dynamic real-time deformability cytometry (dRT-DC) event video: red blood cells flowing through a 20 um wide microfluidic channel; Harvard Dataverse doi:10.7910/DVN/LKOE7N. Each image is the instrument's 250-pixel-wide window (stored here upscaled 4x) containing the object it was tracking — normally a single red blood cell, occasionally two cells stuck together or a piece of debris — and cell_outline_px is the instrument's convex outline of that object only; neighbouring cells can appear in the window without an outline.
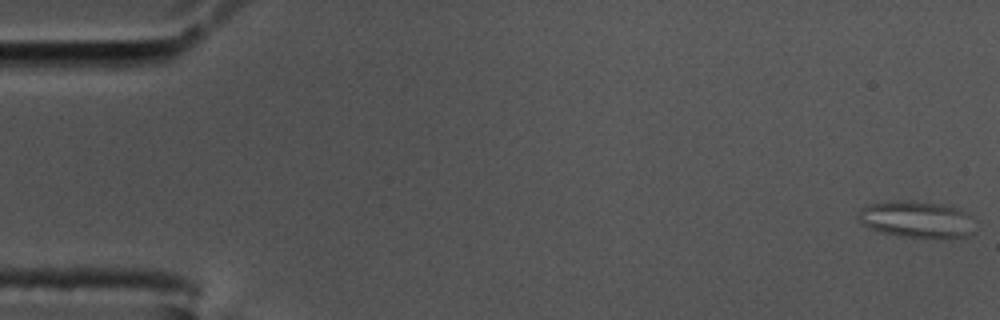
{"species": "common noctule bat (a hibernating species)", "species_latin": "Nyctalus noctula", "temperature_condition": "cold", "stored_images_in_passage": 59, "camera_frame_rate_fps": 3000, "um_per_image_px": 0.085, "animal": {"sex": "male", "body_mass_g": 17.5, "forearm_length_mm": 52.3}, "frame": {"image": 1, "passage_image": 1, "time_ms": 0.0, "image_size_px": [1000, 320], "cell_outline_px": [[976, 232], [968, 236], [900, 236], [880, 232], [864, 224], [856, 216], [860, 208], [868, 204], [892, 200], [908, 200], [940, 204], [956, 208], [972, 216]], "centroid_in_image_um": [77.9, 18.62], "position_along_channel_um": 7.1, "area_um2": 24.68}}
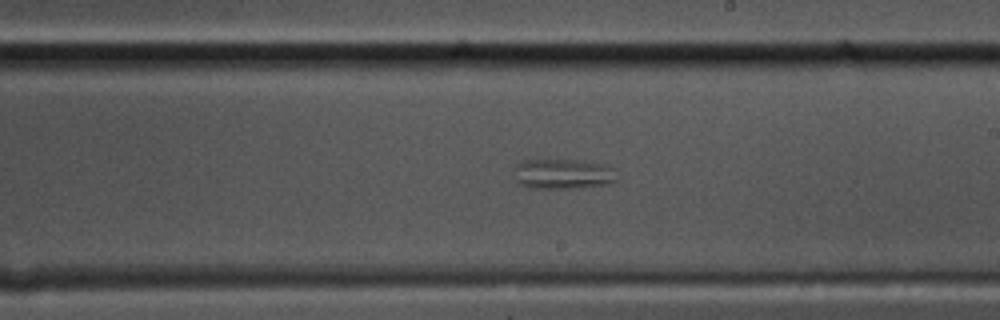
{"frame": {"image": 2, "passage_image": 34, "time_ms": 11.0, "image_size_px": [1000, 320], "cell_outline_px": [[616, 180], [608, 184], [572, 188], [528, 188], [516, 184], [516, 164], [520, 160], [576, 160], [608, 164]], "centroid_in_image_um": [47.79, 14.79], "position_along_channel_um": 241.2, "area_um2": 17.98}}
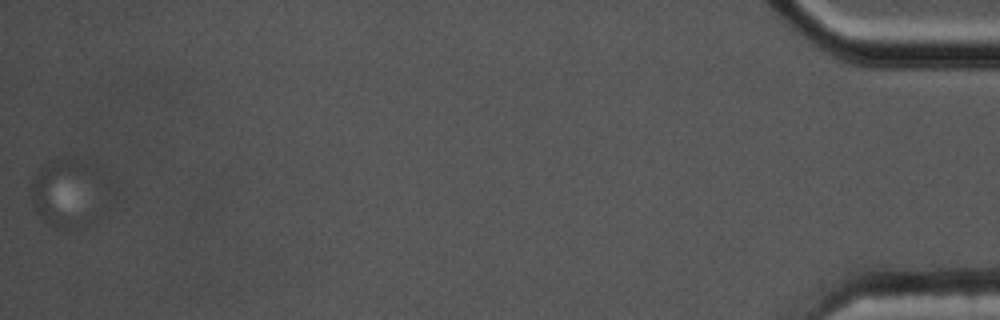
{"frame": {"image": 3, "passage_image": 59, "time_ms": 19.333, "image_size_px": [1000, 320], "cell_outline_px": [[100, 216], [96, 224], [80, 228], [64, 228], [48, 224], [36, 212], [32, 204], [28, 192], [28, 184], [40, 168], [48, 160], [56, 156], [72, 164]], "centroid_in_image_um": [5.24, 16.67], "position_along_channel_um": 430.0, "area_um2": 24.8}}